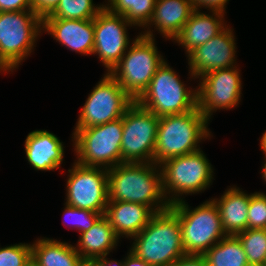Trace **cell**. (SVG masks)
Wrapping results in <instances>:
<instances>
[{
    "mask_svg": "<svg viewBox=\"0 0 266 266\" xmlns=\"http://www.w3.org/2000/svg\"><path fill=\"white\" fill-rule=\"evenodd\" d=\"M156 165L158 166L154 162L121 163L109 168V201L143 204L149 206L155 213L168 209L170 207L168 197L165 198L162 191V172L156 171Z\"/></svg>",
    "mask_w": 266,
    "mask_h": 266,
    "instance_id": "cell-1",
    "label": "cell"
},
{
    "mask_svg": "<svg viewBox=\"0 0 266 266\" xmlns=\"http://www.w3.org/2000/svg\"><path fill=\"white\" fill-rule=\"evenodd\" d=\"M134 238L130 252L153 266H170L186 255L179 218L170 207L155 213Z\"/></svg>",
    "mask_w": 266,
    "mask_h": 266,
    "instance_id": "cell-2",
    "label": "cell"
},
{
    "mask_svg": "<svg viewBox=\"0 0 266 266\" xmlns=\"http://www.w3.org/2000/svg\"><path fill=\"white\" fill-rule=\"evenodd\" d=\"M208 119L197 107L183 114L160 117L154 152V163L194 153L200 148L197 144L202 138L208 137Z\"/></svg>",
    "mask_w": 266,
    "mask_h": 266,
    "instance_id": "cell-3",
    "label": "cell"
},
{
    "mask_svg": "<svg viewBox=\"0 0 266 266\" xmlns=\"http://www.w3.org/2000/svg\"><path fill=\"white\" fill-rule=\"evenodd\" d=\"M151 31L140 34L110 74L136 101L149 86L159 66L165 61L158 54Z\"/></svg>",
    "mask_w": 266,
    "mask_h": 266,
    "instance_id": "cell-4",
    "label": "cell"
},
{
    "mask_svg": "<svg viewBox=\"0 0 266 266\" xmlns=\"http://www.w3.org/2000/svg\"><path fill=\"white\" fill-rule=\"evenodd\" d=\"M170 208L178 215L186 254L203 255L227 236L219 209L213 200L190 210L182 199L171 204Z\"/></svg>",
    "mask_w": 266,
    "mask_h": 266,
    "instance_id": "cell-5",
    "label": "cell"
},
{
    "mask_svg": "<svg viewBox=\"0 0 266 266\" xmlns=\"http://www.w3.org/2000/svg\"><path fill=\"white\" fill-rule=\"evenodd\" d=\"M136 102L160 118L196 109L198 92L187 90L176 72L164 61Z\"/></svg>",
    "mask_w": 266,
    "mask_h": 266,
    "instance_id": "cell-6",
    "label": "cell"
},
{
    "mask_svg": "<svg viewBox=\"0 0 266 266\" xmlns=\"http://www.w3.org/2000/svg\"><path fill=\"white\" fill-rule=\"evenodd\" d=\"M122 134L123 117L102 125L75 129L77 163L106 169L121 164Z\"/></svg>",
    "mask_w": 266,
    "mask_h": 266,
    "instance_id": "cell-7",
    "label": "cell"
},
{
    "mask_svg": "<svg viewBox=\"0 0 266 266\" xmlns=\"http://www.w3.org/2000/svg\"><path fill=\"white\" fill-rule=\"evenodd\" d=\"M160 166L162 168V191L165 198L166 193H174L173 197L168 199L170 205L182 200L176 197L179 194L204 191L213 179L211 164L201 150L169 158Z\"/></svg>",
    "mask_w": 266,
    "mask_h": 266,
    "instance_id": "cell-8",
    "label": "cell"
},
{
    "mask_svg": "<svg viewBox=\"0 0 266 266\" xmlns=\"http://www.w3.org/2000/svg\"><path fill=\"white\" fill-rule=\"evenodd\" d=\"M160 118L136 101L123 115L121 163L154 162Z\"/></svg>",
    "mask_w": 266,
    "mask_h": 266,
    "instance_id": "cell-9",
    "label": "cell"
},
{
    "mask_svg": "<svg viewBox=\"0 0 266 266\" xmlns=\"http://www.w3.org/2000/svg\"><path fill=\"white\" fill-rule=\"evenodd\" d=\"M41 26L34 11L0 12V56L12 69L31 53Z\"/></svg>",
    "mask_w": 266,
    "mask_h": 266,
    "instance_id": "cell-10",
    "label": "cell"
},
{
    "mask_svg": "<svg viewBox=\"0 0 266 266\" xmlns=\"http://www.w3.org/2000/svg\"><path fill=\"white\" fill-rule=\"evenodd\" d=\"M135 101L117 80L106 73L88 96L75 129L89 128L117 120Z\"/></svg>",
    "mask_w": 266,
    "mask_h": 266,
    "instance_id": "cell-11",
    "label": "cell"
},
{
    "mask_svg": "<svg viewBox=\"0 0 266 266\" xmlns=\"http://www.w3.org/2000/svg\"><path fill=\"white\" fill-rule=\"evenodd\" d=\"M67 181V202L65 204L105 213L108 199V169L84 166L75 162Z\"/></svg>",
    "mask_w": 266,
    "mask_h": 266,
    "instance_id": "cell-12",
    "label": "cell"
},
{
    "mask_svg": "<svg viewBox=\"0 0 266 266\" xmlns=\"http://www.w3.org/2000/svg\"><path fill=\"white\" fill-rule=\"evenodd\" d=\"M198 108L209 120L213 111L237 106L241 97V78L235 67L218 69L201 76Z\"/></svg>",
    "mask_w": 266,
    "mask_h": 266,
    "instance_id": "cell-13",
    "label": "cell"
},
{
    "mask_svg": "<svg viewBox=\"0 0 266 266\" xmlns=\"http://www.w3.org/2000/svg\"><path fill=\"white\" fill-rule=\"evenodd\" d=\"M93 24V54L99 55V59L110 73L128 49L126 27L132 24L124 16L113 14L105 7L93 19Z\"/></svg>",
    "mask_w": 266,
    "mask_h": 266,
    "instance_id": "cell-14",
    "label": "cell"
},
{
    "mask_svg": "<svg viewBox=\"0 0 266 266\" xmlns=\"http://www.w3.org/2000/svg\"><path fill=\"white\" fill-rule=\"evenodd\" d=\"M232 30L224 28L209 41L196 47L188 56L191 76L201 77L211 71L233 67L235 40Z\"/></svg>",
    "mask_w": 266,
    "mask_h": 266,
    "instance_id": "cell-15",
    "label": "cell"
},
{
    "mask_svg": "<svg viewBox=\"0 0 266 266\" xmlns=\"http://www.w3.org/2000/svg\"><path fill=\"white\" fill-rule=\"evenodd\" d=\"M42 28L62 45L81 54H93V19H42Z\"/></svg>",
    "mask_w": 266,
    "mask_h": 266,
    "instance_id": "cell-16",
    "label": "cell"
},
{
    "mask_svg": "<svg viewBox=\"0 0 266 266\" xmlns=\"http://www.w3.org/2000/svg\"><path fill=\"white\" fill-rule=\"evenodd\" d=\"M154 214L149 206L143 204L109 201L104 215L118 238L120 235L132 238L149 223Z\"/></svg>",
    "mask_w": 266,
    "mask_h": 266,
    "instance_id": "cell-17",
    "label": "cell"
},
{
    "mask_svg": "<svg viewBox=\"0 0 266 266\" xmlns=\"http://www.w3.org/2000/svg\"><path fill=\"white\" fill-rule=\"evenodd\" d=\"M25 152L28 162L37 170H54L63 161L62 142L53 133L36 130L28 134L25 140Z\"/></svg>",
    "mask_w": 266,
    "mask_h": 266,
    "instance_id": "cell-18",
    "label": "cell"
},
{
    "mask_svg": "<svg viewBox=\"0 0 266 266\" xmlns=\"http://www.w3.org/2000/svg\"><path fill=\"white\" fill-rule=\"evenodd\" d=\"M212 13L216 17L194 10L179 35L174 39L184 46L187 54L224 29L223 14L219 12Z\"/></svg>",
    "mask_w": 266,
    "mask_h": 266,
    "instance_id": "cell-19",
    "label": "cell"
},
{
    "mask_svg": "<svg viewBox=\"0 0 266 266\" xmlns=\"http://www.w3.org/2000/svg\"><path fill=\"white\" fill-rule=\"evenodd\" d=\"M193 11L190 0H156L148 24L153 23L166 39H175Z\"/></svg>",
    "mask_w": 266,
    "mask_h": 266,
    "instance_id": "cell-20",
    "label": "cell"
},
{
    "mask_svg": "<svg viewBox=\"0 0 266 266\" xmlns=\"http://www.w3.org/2000/svg\"><path fill=\"white\" fill-rule=\"evenodd\" d=\"M220 213L222 227L226 235L236 236L247 229L250 195L236 187L229 188L223 196L213 199Z\"/></svg>",
    "mask_w": 266,
    "mask_h": 266,
    "instance_id": "cell-21",
    "label": "cell"
},
{
    "mask_svg": "<svg viewBox=\"0 0 266 266\" xmlns=\"http://www.w3.org/2000/svg\"><path fill=\"white\" fill-rule=\"evenodd\" d=\"M118 239L109 220L102 215L88 231L81 233L79 246L75 248L78 254L89 263L107 256L109 251L117 245Z\"/></svg>",
    "mask_w": 266,
    "mask_h": 266,
    "instance_id": "cell-22",
    "label": "cell"
},
{
    "mask_svg": "<svg viewBox=\"0 0 266 266\" xmlns=\"http://www.w3.org/2000/svg\"><path fill=\"white\" fill-rule=\"evenodd\" d=\"M31 256L39 266H88L75 246L49 238L31 245Z\"/></svg>",
    "mask_w": 266,
    "mask_h": 266,
    "instance_id": "cell-23",
    "label": "cell"
},
{
    "mask_svg": "<svg viewBox=\"0 0 266 266\" xmlns=\"http://www.w3.org/2000/svg\"><path fill=\"white\" fill-rule=\"evenodd\" d=\"M207 266H249L237 236L227 235L203 254Z\"/></svg>",
    "mask_w": 266,
    "mask_h": 266,
    "instance_id": "cell-24",
    "label": "cell"
},
{
    "mask_svg": "<svg viewBox=\"0 0 266 266\" xmlns=\"http://www.w3.org/2000/svg\"><path fill=\"white\" fill-rule=\"evenodd\" d=\"M109 12L124 16L133 26H146L152 18L156 0H108Z\"/></svg>",
    "mask_w": 266,
    "mask_h": 266,
    "instance_id": "cell-25",
    "label": "cell"
},
{
    "mask_svg": "<svg viewBox=\"0 0 266 266\" xmlns=\"http://www.w3.org/2000/svg\"><path fill=\"white\" fill-rule=\"evenodd\" d=\"M103 8L104 5L94 6L93 0H61L56 9L43 19H94Z\"/></svg>",
    "mask_w": 266,
    "mask_h": 266,
    "instance_id": "cell-26",
    "label": "cell"
},
{
    "mask_svg": "<svg viewBox=\"0 0 266 266\" xmlns=\"http://www.w3.org/2000/svg\"><path fill=\"white\" fill-rule=\"evenodd\" d=\"M249 266H266V229H246L236 235Z\"/></svg>",
    "mask_w": 266,
    "mask_h": 266,
    "instance_id": "cell-27",
    "label": "cell"
},
{
    "mask_svg": "<svg viewBox=\"0 0 266 266\" xmlns=\"http://www.w3.org/2000/svg\"><path fill=\"white\" fill-rule=\"evenodd\" d=\"M247 229H266V195L253 193L250 195Z\"/></svg>",
    "mask_w": 266,
    "mask_h": 266,
    "instance_id": "cell-28",
    "label": "cell"
},
{
    "mask_svg": "<svg viewBox=\"0 0 266 266\" xmlns=\"http://www.w3.org/2000/svg\"><path fill=\"white\" fill-rule=\"evenodd\" d=\"M30 257V244L20 243L0 248V266H23Z\"/></svg>",
    "mask_w": 266,
    "mask_h": 266,
    "instance_id": "cell-29",
    "label": "cell"
},
{
    "mask_svg": "<svg viewBox=\"0 0 266 266\" xmlns=\"http://www.w3.org/2000/svg\"><path fill=\"white\" fill-rule=\"evenodd\" d=\"M64 214L66 217H69V219L74 218V220L72 219V225H74V228L82 233L88 231L105 213H96L87 209H80L66 204Z\"/></svg>",
    "mask_w": 266,
    "mask_h": 266,
    "instance_id": "cell-30",
    "label": "cell"
},
{
    "mask_svg": "<svg viewBox=\"0 0 266 266\" xmlns=\"http://www.w3.org/2000/svg\"><path fill=\"white\" fill-rule=\"evenodd\" d=\"M61 0H31V8L42 19L50 15Z\"/></svg>",
    "mask_w": 266,
    "mask_h": 266,
    "instance_id": "cell-31",
    "label": "cell"
},
{
    "mask_svg": "<svg viewBox=\"0 0 266 266\" xmlns=\"http://www.w3.org/2000/svg\"><path fill=\"white\" fill-rule=\"evenodd\" d=\"M32 11L31 0H0V12Z\"/></svg>",
    "mask_w": 266,
    "mask_h": 266,
    "instance_id": "cell-32",
    "label": "cell"
},
{
    "mask_svg": "<svg viewBox=\"0 0 266 266\" xmlns=\"http://www.w3.org/2000/svg\"><path fill=\"white\" fill-rule=\"evenodd\" d=\"M194 10H198L201 6L209 8L212 12L224 14L225 4L229 0H190Z\"/></svg>",
    "mask_w": 266,
    "mask_h": 266,
    "instance_id": "cell-33",
    "label": "cell"
},
{
    "mask_svg": "<svg viewBox=\"0 0 266 266\" xmlns=\"http://www.w3.org/2000/svg\"><path fill=\"white\" fill-rule=\"evenodd\" d=\"M170 266H207L203 255L186 254Z\"/></svg>",
    "mask_w": 266,
    "mask_h": 266,
    "instance_id": "cell-34",
    "label": "cell"
},
{
    "mask_svg": "<svg viewBox=\"0 0 266 266\" xmlns=\"http://www.w3.org/2000/svg\"><path fill=\"white\" fill-rule=\"evenodd\" d=\"M88 266H126L125 261L117 262L113 260H107L106 256L102 258L95 259L88 263Z\"/></svg>",
    "mask_w": 266,
    "mask_h": 266,
    "instance_id": "cell-35",
    "label": "cell"
},
{
    "mask_svg": "<svg viewBox=\"0 0 266 266\" xmlns=\"http://www.w3.org/2000/svg\"><path fill=\"white\" fill-rule=\"evenodd\" d=\"M125 259L126 266H153L142 259L137 258L133 253L129 252L128 257Z\"/></svg>",
    "mask_w": 266,
    "mask_h": 266,
    "instance_id": "cell-36",
    "label": "cell"
},
{
    "mask_svg": "<svg viewBox=\"0 0 266 266\" xmlns=\"http://www.w3.org/2000/svg\"><path fill=\"white\" fill-rule=\"evenodd\" d=\"M12 71L13 69L3 60V58L0 56V71Z\"/></svg>",
    "mask_w": 266,
    "mask_h": 266,
    "instance_id": "cell-37",
    "label": "cell"
},
{
    "mask_svg": "<svg viewBox=\"0 0 266 266\" xmlns=\"http://www.w3.org/2000/svg\"><path fill=\"white\" fill-rule=\"evenodd\" d=\"M260 146H261V149L264 151L265 156H266V131L261 138Z\"/></svg>",
    "mask_w": 266,
    "mask_h": 266,
    "instance_id": "cell-38",
    "label": "cell"
},
{
    "mask_svg": "<svg viewBox=\"0 0 266 266\" xmlns=\"http://www.w3.org/2000/svg\"><path fill=\"white\" fill-rule=\"evenodd\" d=\"M23 266H39L38 263L31 256L30 259Z\"/></svg>",
    "mask_w": 266,
    "mask_h": 266,
    "instance_id": "cell-39",
    "label": "cell"
},
{
    "mask_svg": "<svg viewBox=\"0 0 266 266\" xmlns=\"http://www.w3.org/2000/svg\"><path fill=\"white\" fill-rule=\"evenodd\" d=\"M262 177L264 178V180L266 181V161H265V164H264V166H263V169H262Z\"/></svg>",
    "mask_w": 266,
    "mask_h": 266,
    "instance_id": "cell-40",
    "label": "cell"
}]
</instances>
